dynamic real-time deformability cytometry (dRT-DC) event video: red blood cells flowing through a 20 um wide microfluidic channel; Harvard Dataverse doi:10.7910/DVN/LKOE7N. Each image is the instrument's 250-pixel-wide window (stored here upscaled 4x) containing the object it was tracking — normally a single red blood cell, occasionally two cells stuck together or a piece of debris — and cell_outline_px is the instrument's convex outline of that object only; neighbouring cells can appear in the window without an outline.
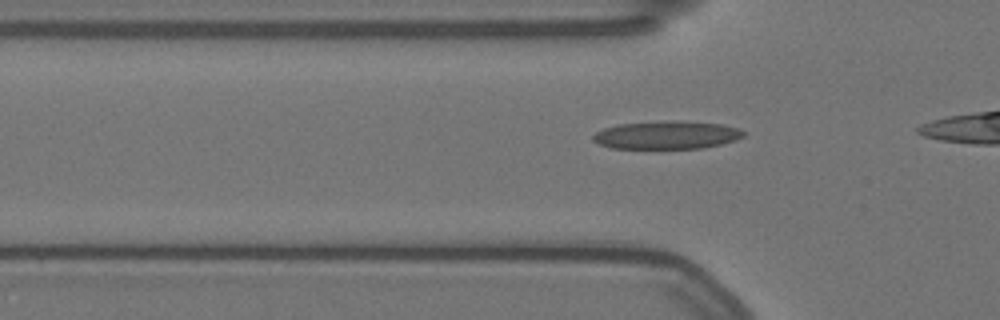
{"species": "Egyptian fruit bat (a non-hibernating species)", "species_latin": "Rousettus aegyptiacus", "temperature_condition": "warm", "stored_images_in_passage": 15, "camera_frame_rate_fps": 3000, "um_per_image_px": 0.085, "animal": {"sex": "female"}, "frame": {"image": 1, "passage_image": 9, "time_ms": 2.667, "image_size_px": [1000, 320], "cell_outline_px": [[744, 136], [736, 140], [704, 148], [612, 148], [600, 144], [592, 140], [592, 136], [596, 132], [604, 128], [620, 124], [720, 124], [740, 128], [744, 132]], "centroid_in_image_um": [56.66, 11.54], "position_along_channel_um": 69.1, "area_um2": 23.0}}
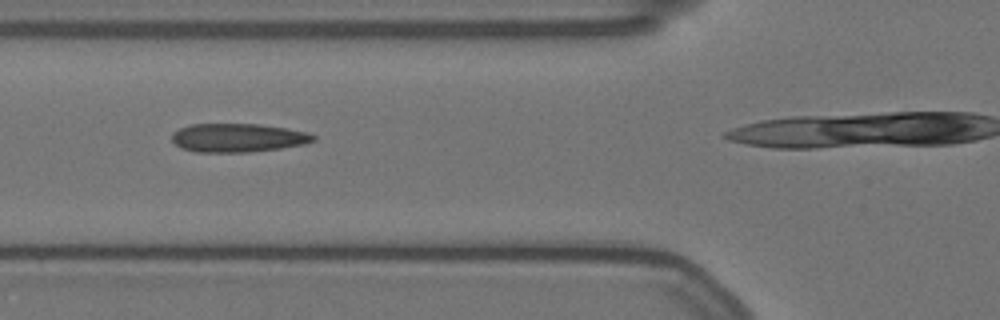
{"frame": {"image": 2, "passage_image": 12, "time_ms": 3.667, "image_size_px": [1000, 320], "cell_outline_px": [[316, 140], [304, 144], [280, 148], [248, 152], [196, 152], [180, 148], [172, 140], [172, 132], [188, 124], [260, 124], [288, 128], [308, 132], [316, 136]], "centroid_in_image_um": [20.22, 11.7], "position_along_channel_um": 105.6, "area_um2": 23.76}}